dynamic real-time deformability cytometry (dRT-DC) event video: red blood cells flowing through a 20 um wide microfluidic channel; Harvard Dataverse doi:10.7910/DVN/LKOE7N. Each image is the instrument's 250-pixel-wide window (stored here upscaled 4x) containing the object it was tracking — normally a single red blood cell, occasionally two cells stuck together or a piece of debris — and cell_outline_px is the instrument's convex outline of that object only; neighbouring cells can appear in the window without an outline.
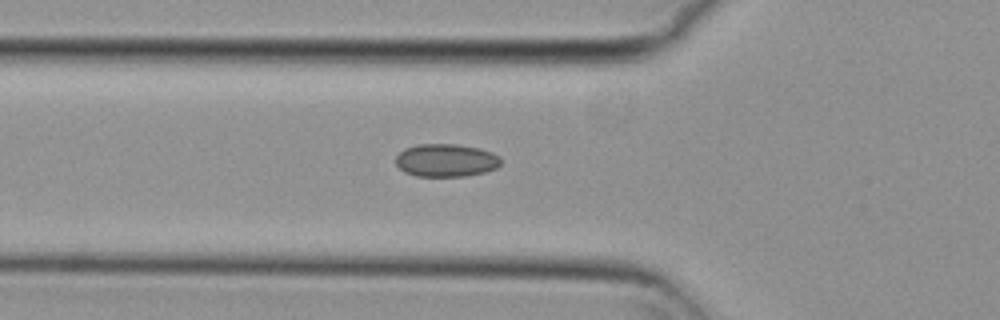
{"species": "common noctule bat (a hibernating species)", "species_latin": "Nyctalus noctula", "temperature_condition": "cold", "stored_images_in_passage": 39, "camera_frame_rate_fps": 3000, "um_per_image_px": 0.085, "animal": {"sex": "female", "body_mass_g": 29.2, "forearm_length_mm": 56.3}, "frame": {"image": 1, "passage_image": 6, "time_ms": 1.667, "image_size_px": [1000, 320], "cell_outline_px": [[500, 164], [496, 168], [484, 172], [464, 176], [416, 176], [404, 172], [396, 164], [396, 156], [404, 148], [416, 144], [456, 144], [480, 148], [492, 152], [500, 156]], "centroid_in_image_um": [37.9, 13.62], "position_along_channel_um": 87.9, "area_um2": 20.23}}
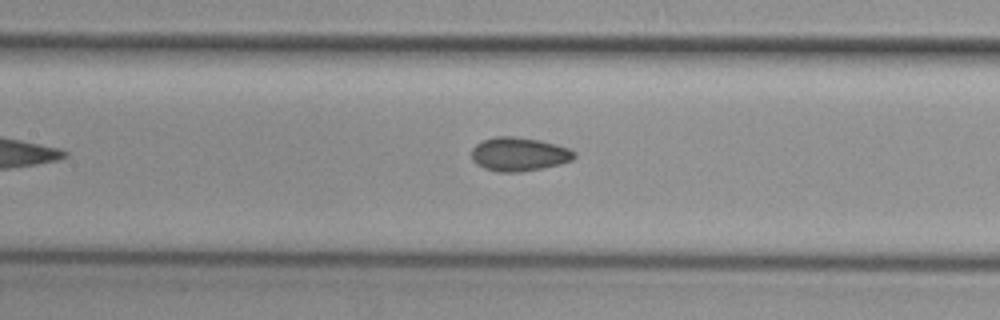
{"frame": {"image": 2, "passage_image": 12, "time_ms": 3.667, "image_size_px": [1000, 320], "cell_outline_px": [[576, 156], [572, 160], [560, 164], [544, 168], [520, 172], [496, 172], [484, 168], [476, 164], [472, 160], [472, 148], [476, 144], [484, 140], [496, 136], [516, 136], [540, 140], [556, 144], [568, 148], [576, 152]], "centroid_in_image_um": [44.12, 13.11], "position_along_channel_um": 163.3, "area_um2": 20.4}}
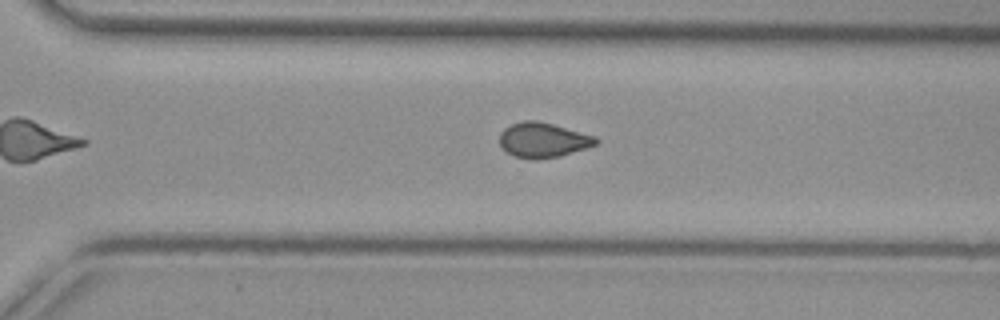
{"frame": {"image": 3, "passage_image": 25, "time_ms": 8.0, "image_size_px": [1000, 320], "cell_outline_px": [[600, 140], [596, 144], [588, 148], [560, 156], [536, 160], [532, 160], [512, 156], [504, 152], [500, 144], [500, 132], [504, 128], [520, 120], [536, 120], [552, 124], [596, 136]], "centroid_in_image_um": [46.14, 11.92], "position_along_channel_um": 324.5, "area_um2": 19.94}, "authors_computed_cell_mechanics": {"area_um2": 19.1896, "velocity_mm_per_s": 3.7381, "shape_relaxation_time_tau1_ms": null, "shape_relaxation_time_tau2_ms": 2.8731, "deformation_change_tau1": null, "deformation_change_tau2": 0.081}}